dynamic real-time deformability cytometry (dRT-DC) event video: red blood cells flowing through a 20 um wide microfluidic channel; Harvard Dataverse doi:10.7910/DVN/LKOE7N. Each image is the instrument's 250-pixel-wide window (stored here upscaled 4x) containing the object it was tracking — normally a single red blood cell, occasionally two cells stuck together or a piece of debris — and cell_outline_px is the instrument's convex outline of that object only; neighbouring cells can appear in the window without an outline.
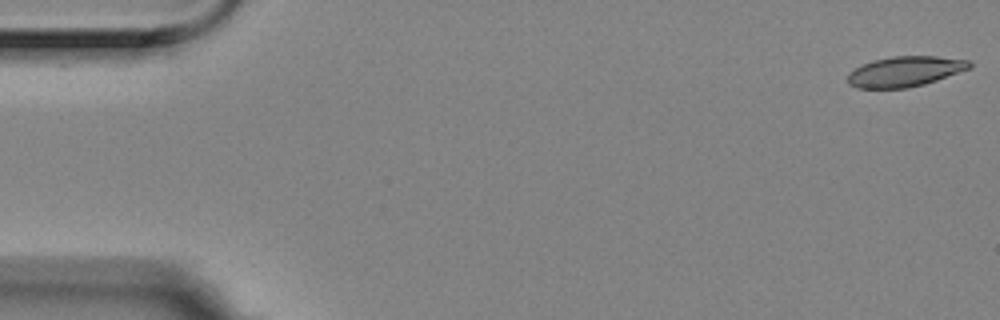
{"species": "Egyptian fruit bat (a non-hibernating species)", "species_latin": "Rousettus aegyptiacus", "temperature_condition": "room temperature", "stored_images_in_passage": 9, "camera_frame_rate_fps": 3000, "um_per_image_px": 0.085, "animal": {"sex": "female"}, "frame": {"image": 1, "passage_image": 1, "time_ms": 0.0, "image_size_px": [1000, 320], "cell_outline_px": [[972, 68], [924, 84], [908, 88], [856, 88], [848, 84], [848, 72], [872, 60], [892, 56], [936, 56], [968, 60], [972, 64]], "centroid_in_image_um": [76.92, 6.07], "position_along_channel_um": 8.1, "area_um2": 21.5}}
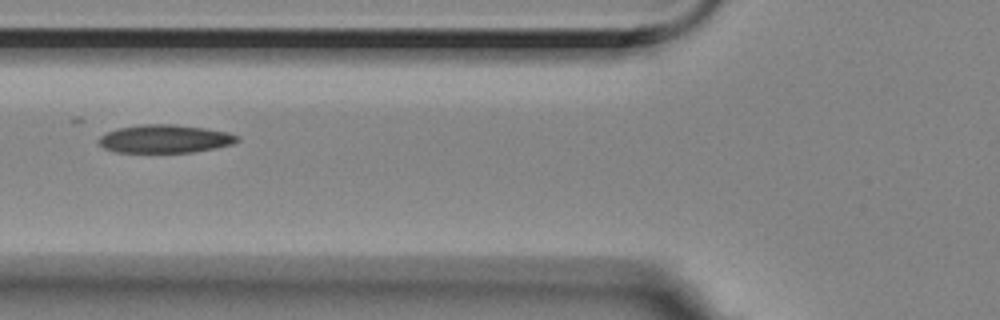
{"frame": {"image": 2, "passage_image": 6, "time_ms": 1.667, "image_size_px": [1000, 320], "cell_outline_px": [[240, 140], [232, 144], [216, 148], [192, 152], [116, 152], [104, 148], [96, 140], [100, 136], [108, 132], [120, 128], [140, 124], [176, 124], [204, 128], [228, 132], [240, 136]], "centroid_in_image_um": [14.04, 11.8], "position_along_channel_um": 111.8, "area_um2": 22.77}}
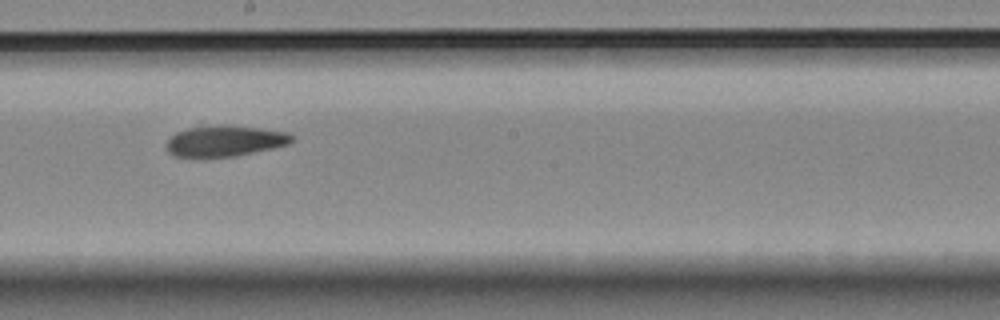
{"frame": {"image": 3, "passage_image": 9, "time_ms": 2.667, "image_size_px": [1000, 320], "cell_outline_px": [[292, 140], [288, 144], [272, 148], [236, 156], [200, 160], [172, 156], [168, 152], [164, 144], [176, 132], [188, 128], [224, 124], [228, 124], [260, 128], [288, 132], [292, 136]], "centroid_in_image_um": [19.02, 12.02], "position_along_channel_um": 229.2, "area_um2": 23.41}}